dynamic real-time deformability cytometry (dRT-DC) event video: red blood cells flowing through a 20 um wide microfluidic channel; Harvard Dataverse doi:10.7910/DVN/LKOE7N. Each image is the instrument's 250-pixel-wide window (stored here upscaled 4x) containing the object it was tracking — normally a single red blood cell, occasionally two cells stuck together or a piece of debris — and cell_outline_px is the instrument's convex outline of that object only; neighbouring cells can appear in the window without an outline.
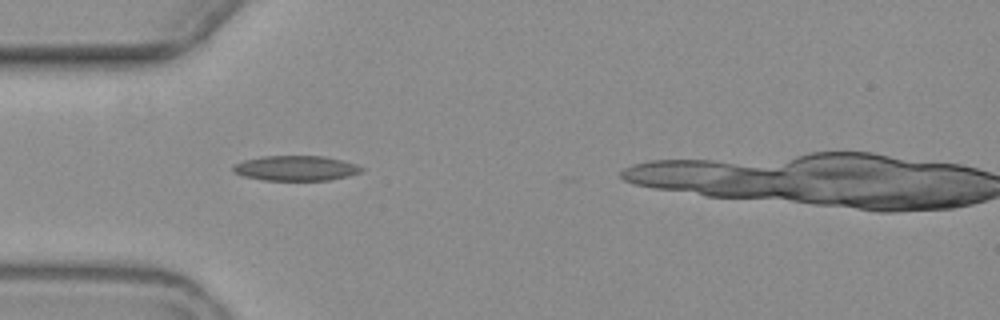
{"species": "common noctule bat (a hibernating species)", "species_latin": "Nyctalus noctula", "temperature_condition": "warm", "stored_images_in_passage": 2, "camera_frame_rate_fps": 3000, "um_per_image_px": 0.085, "animal": {"sex": "female", "body_mass_g": 19.3, "forearm_length_mm": 54.1}, "frame": {"image": 1, "passage_image": 1, "time_ms": 0.0, "image_size_px": [1000, 320], "cell_outline_px": [[364, 168], [360, 172], [348, 176], [328, 180], [264, 180], [244, 176], [232, 172], [232, 168], [236, 164], [244, 160], [264, 156], [324, 156], [356, 164]], "centroid_in_image_um": [25.13, 14.3], "position_along_channel_um": 59.9, "area_um2": 18.55}}
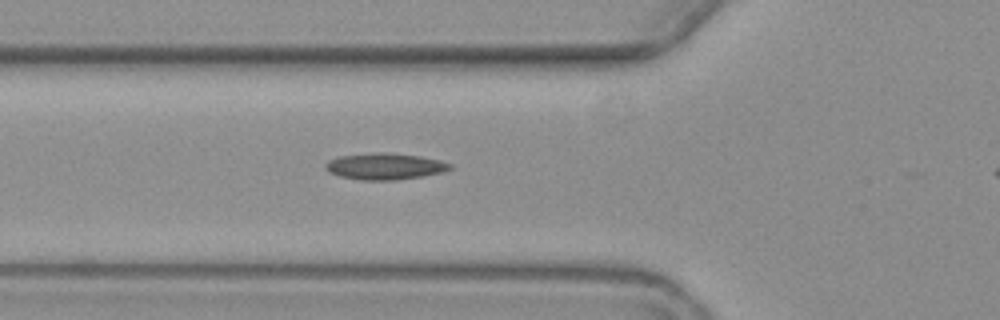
{"frame": {"image": 2, "passage_image": 2, "time_ms": 1.0, "image_size_px": [1000, 320], "cell_outline_px": [[452, 168], [444, 172], [424, 176], [396, 180], [360, 180], [340, 176], [328, 172], [324, 168], [324, 164], [328, 160], [340, 156], [380, 152], [384, 152], [420, 156], [440, 160], [452, 164]], "centroid_in_image_um": [32.72, 14.14], "position_along_channel_um": 93.1, "area_um2": 19.31}}